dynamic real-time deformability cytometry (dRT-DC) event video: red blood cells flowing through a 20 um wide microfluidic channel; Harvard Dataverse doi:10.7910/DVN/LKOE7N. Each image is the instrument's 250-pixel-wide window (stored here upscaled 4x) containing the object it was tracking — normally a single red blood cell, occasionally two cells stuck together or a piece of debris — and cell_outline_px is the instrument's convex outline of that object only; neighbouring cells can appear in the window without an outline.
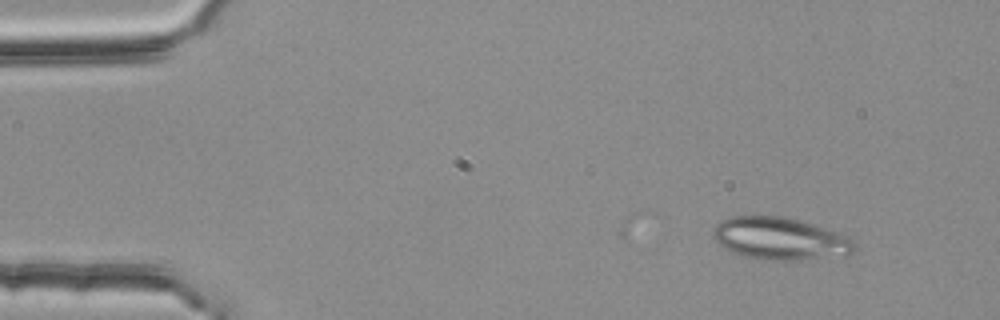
{"species": "common noctule bat (a hibernating species)", "species_latin": "Nyctalus noctula", "temperature_condition": "room temperature", "stored_images_in_passage": 15, "camera_frame_rate_fps": 3000, "um_per_image_px": 0.085, "animal": {"sex": "female", "body_mass_g": 25.1}, "frame": {"image": 1, "passage_image": 1, "time_ms": 0.0, "image_size_px": [1000, 320], "cell_outline_px": [[856, 248], [852, 252], [796, 260], [760, 260], [744, 256], [732, 252], [724, 248], [712, 236], [712, 228], [720, 220], [728, 216], [784, 216], [812, 224], [848, 236], [856, 244]], "centroid_in_image_um": [66.2, 20.26], "position_along_channel_um": 18.8, "area_um2": 34.56}}